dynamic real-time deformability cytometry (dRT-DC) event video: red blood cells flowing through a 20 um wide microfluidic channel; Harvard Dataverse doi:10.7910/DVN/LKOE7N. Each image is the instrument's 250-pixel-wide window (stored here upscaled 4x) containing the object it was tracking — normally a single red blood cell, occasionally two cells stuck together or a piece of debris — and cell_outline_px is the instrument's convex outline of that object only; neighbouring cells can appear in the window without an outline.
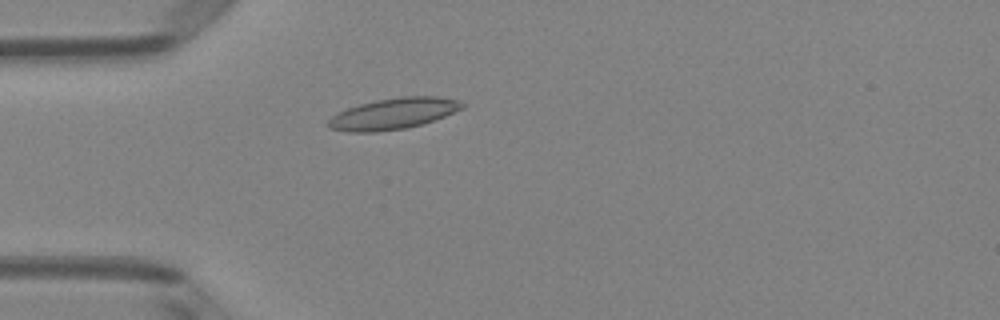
{"species": "Egyptian fruit bat (a non-hibernating species)", "species_latin": "Rousettus aegyptiacus", "temperature_condition": "room temperature", "stored_images_in_passage": 4, "camera_frame_rate_fps": 3000, "um_per_image_px": 0.085, "animal": {"sex": "female"}, "frame": {"image": 1, "passage_image": 4, "time_ms": 1.0, "image_size_px": [1000, 320], "cell_outline_px": [[464, 108], [444, 116], [420, 124], [404, 128], [376, 132], [348, 132], [328, 128], [324, 124], [332, 116], [348, 108], [360, 104], [376, 100], [400, 96], [436, 96], [456, 100], [464, 104]], "centroid_in_image_um": [33.38, 9.66], "position_along_channel_um": 51.6, "area_um2": 24.1}}